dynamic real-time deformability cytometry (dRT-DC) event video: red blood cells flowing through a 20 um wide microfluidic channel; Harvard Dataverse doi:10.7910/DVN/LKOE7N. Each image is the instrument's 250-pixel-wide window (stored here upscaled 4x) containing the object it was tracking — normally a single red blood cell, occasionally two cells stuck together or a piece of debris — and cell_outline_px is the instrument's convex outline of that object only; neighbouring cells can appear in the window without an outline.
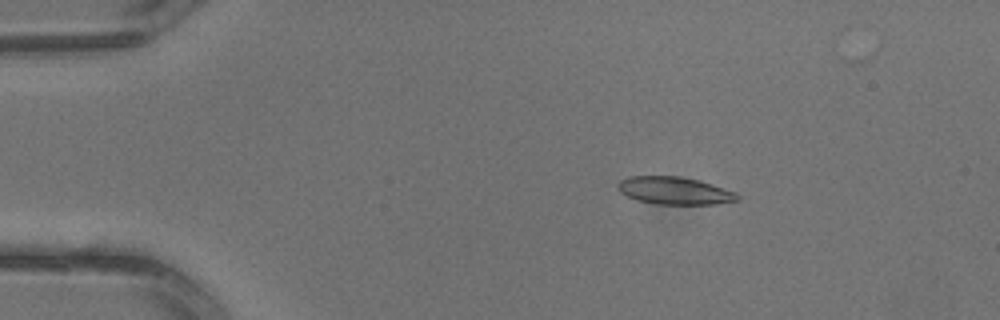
{"species": "common noctule bat (a hibernating species)", "species_latin": "Nyctalus noctula", "temperature_condition": "warm", "stored_images_in_passage": 4, "segment_of_instrument_passage": [1, 2], "camera_frame_rate_fps": 3000, "um_per_image_px": 0.085, "animal": {"sex": "male", "body_mass_g": 13.3}, "frame": {"image": 1, "passage_image": 2, "time_ms": 0.333, "image_size_px": [1000, 320], "cell_outline_px": [[740, 200], [716, 204], [656, 204], [636, 200], [620, 192], [616, 184], [620, 180], [628, 176], [676, 176], [700, 180], [736, 192], [740, 196]], "centroid_in_image_um": [57.34, 16.2], "position_along_channel_um": 27.7, "area_um2": 19.31}}